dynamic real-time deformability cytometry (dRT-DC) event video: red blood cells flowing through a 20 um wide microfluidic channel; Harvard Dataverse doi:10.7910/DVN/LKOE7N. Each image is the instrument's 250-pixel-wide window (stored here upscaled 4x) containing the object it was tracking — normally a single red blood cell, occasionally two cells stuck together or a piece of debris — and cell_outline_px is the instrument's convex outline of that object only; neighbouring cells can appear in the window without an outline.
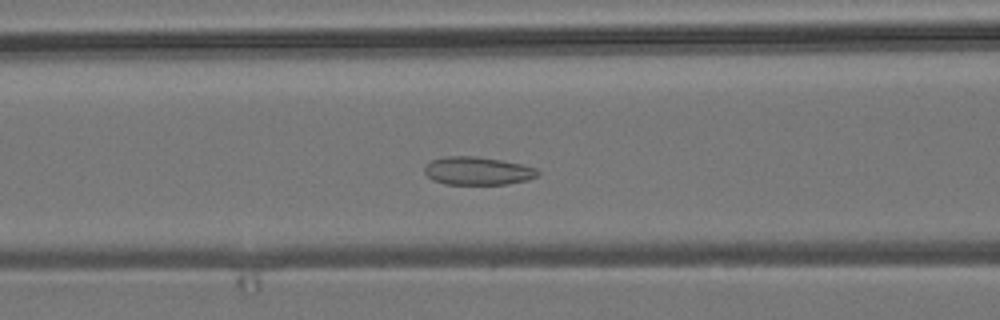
{"species": "common noctule bat (a hibernating species)", "species_latin": "Nyctalus noctula", "temperature_condition": "room temperature", "stored_images_in_passage": 51, "camera_frame_rate_fps": 3000, "um_per_image_px": 0.085, "animal": {"sex": "male", "body_mass_g": 19.2, "forearm_length_mm": 51.8}, "frame": {"image": 1, "passage_image": 19, "time_ms": 6.0, "image_size_px": [1000, 320], "cell_outline_px": [[540, 172], [536, 176], [528, 180], [508, 184], [444, 184], [432, 180], [424, 172], [424, 168], [432, 160], [448, 156], [476, 156], [500, 160], [520, 164], [536, 168]], "centroid_in_image_um": [40.59, 14.53], "position_along_channel_um": 126.0, "area_um2": 18.44}}
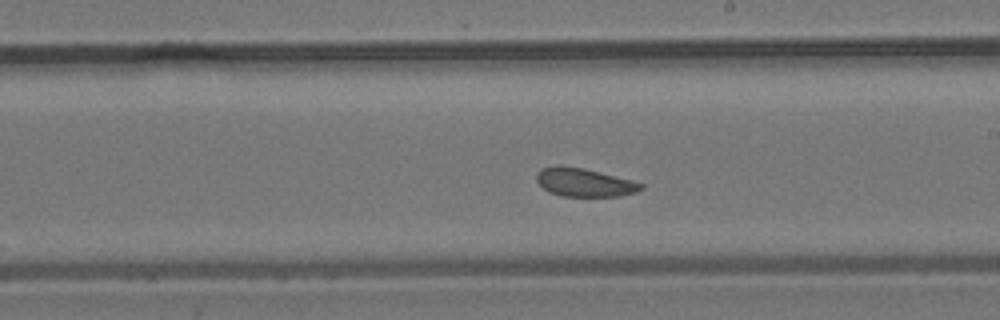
{"frame": {"image": 2, "passage_image": 28, "time_ms": 9.0, "image_size_px": [1000, 320], "cell_outline_px": [[644, 188], [636, 192], [620, 196], [560, 196], [548, 192], [536, 180], [536, 176], [540, 168], [556, 164], [560, 164], [584, 168], [632, 180], [644, 184]], "centroid_in_image_um": [49.64, 15.49], "position_along_channel_um": 239.4, "area_um2": 17.51}}
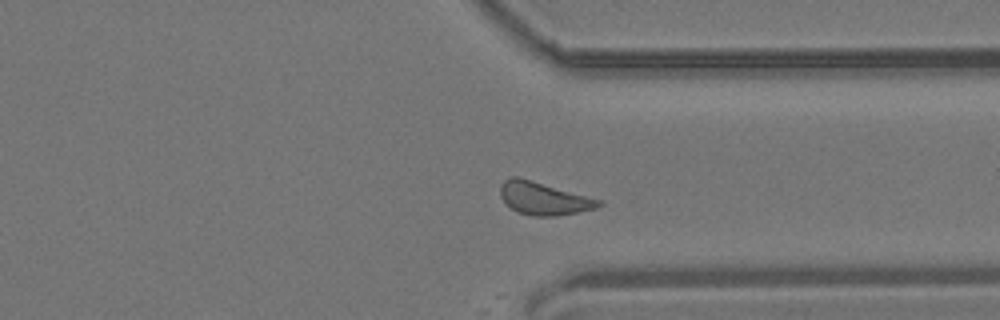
{"frame": {"image": 3, "passage_image": 38, "time_ms": 12.333, "image_size_px": [1000, 320], "cell_outline_px": [[604, 204], [596, 208], [556, 216], [532, 216], [520, 212], [512, 208], [500, 196], [500, 184], [504, 180], [512, 176], [520, 176], [604, 200]], "centroid_in_image_um": [46.25, 16.84], "position_along_channel_um": 365.1, "area_um2": 19.02}, "authors_computed_cell_mechanics": {"area_um2": 18.4382, "velocity_mm_per_s": 3.7797, "shape_relaxation_time_tau1_ms": 5.1772, "shape_relaxation_time_tau2_ms": 3.0316, "deformation_change_tau1": 0.0573, "deformation_change_tau2": 0.0818}}